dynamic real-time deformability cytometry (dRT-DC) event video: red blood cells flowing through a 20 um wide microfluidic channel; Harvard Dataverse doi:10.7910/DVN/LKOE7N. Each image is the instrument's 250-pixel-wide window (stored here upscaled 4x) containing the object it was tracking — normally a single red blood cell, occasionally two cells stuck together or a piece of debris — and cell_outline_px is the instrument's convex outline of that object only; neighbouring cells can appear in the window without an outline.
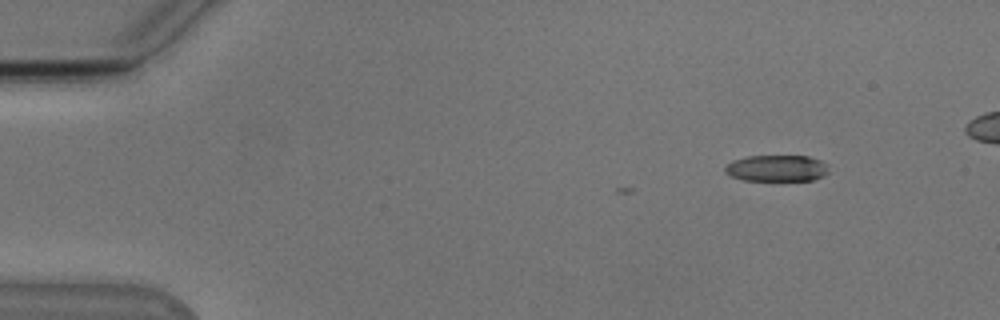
{"species": "Egyptian fruit bat (a non-hibernating species)", "species_latin": "Rousettus aegyptiacus", "temperature_condition": "cold", "stored_images_in_passage": 6, "camera_frame_rate_fps": 3000, "um_per_image_px": 0.085, "animal": {"sex": "male"}, "frame": {"image": 1, "passage_image": 1, "time_ms": 0.0, "image_size_px": [1000, 320], "cell_outline_px": [[828, 172], [824, 176], [812, 180], [744, 180], [732, 176], [724, 172], [724, 168], [732, 160], [748, 156], [808, 156], [820, 160], [824, 164]], "centroid_in_image_um": [65.99, 14.3], "position_along_channel_um": 19.0, "area_um2": 15.78}}